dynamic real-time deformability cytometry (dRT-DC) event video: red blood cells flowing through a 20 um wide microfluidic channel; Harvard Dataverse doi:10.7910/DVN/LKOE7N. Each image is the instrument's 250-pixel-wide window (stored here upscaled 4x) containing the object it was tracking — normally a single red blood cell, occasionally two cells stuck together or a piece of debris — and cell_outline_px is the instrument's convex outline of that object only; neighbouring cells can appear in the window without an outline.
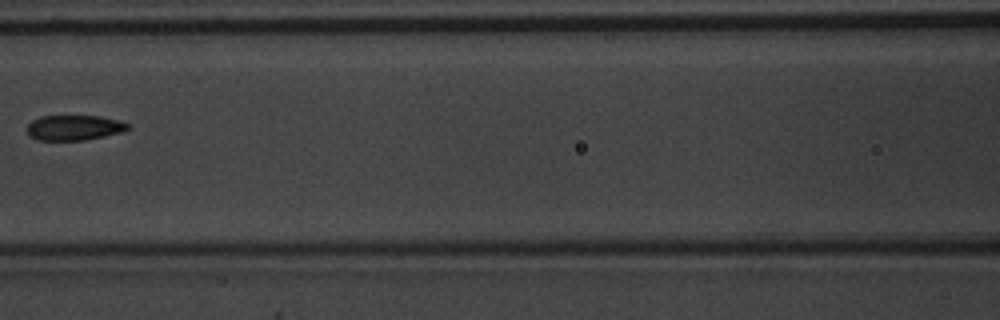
{"species": "common noctule bat (a hibernating species)", "species_latin": "Nyctalus noctula", "temperature_condition": "warm", "stored_images_in_passage": 5, "camera_frame_rate_fps": 3000, "um_per_image_px": 0.085, "animal": {"sex": "male", "body_mass_g": 20.1, "forearm_length_mm": 53.5}, "frame": {"image": 1, "passage_image": 5, "time_ms": 1.333, "image_size_px": [1000, 320], "cell_outline_px": [[128, 128], [124, 132], [84, 140], [36, 140], [28, 136], [28, 124], [32, 120], [40, 116], [100, 116], [120, 120], [128, 124]], "centroid_in_image_um": [6.29, 10.85], "position_along_channel_um": 160.3, "area_um2": 14.85}}